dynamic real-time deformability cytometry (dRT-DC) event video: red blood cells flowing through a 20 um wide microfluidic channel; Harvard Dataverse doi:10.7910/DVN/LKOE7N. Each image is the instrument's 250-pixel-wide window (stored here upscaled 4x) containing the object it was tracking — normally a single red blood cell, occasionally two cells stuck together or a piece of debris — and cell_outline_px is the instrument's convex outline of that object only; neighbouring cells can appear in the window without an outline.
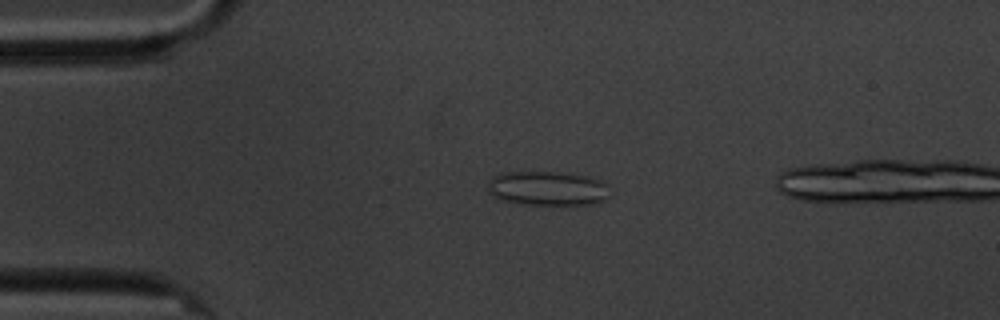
{"species": "common noctule bat (a hibernating species)", "species_latin": "Nyctalus noctula", "temperature_condition": "cold", "stored_images_in_passage": 42, "camera_frame_rate_fps": 3000, "um_per_image_px": 0.085, "animal": {"sex": "male", "body_mass_g": 20.1, "forearm_length_mm": 53.5}, "frame": {"image": 1, "passage_image": 2, "time_ms": 0.333, "image_size_px": [1000, 320], "cell_outline_px": [[608, 196], [604, 200], [596, 204], [528, 204], [500, 200], [492, 196], [488, 192], [488, 180], [492, 176], [500, 172], [560, 172], [588, 176], [604, 180]], "centroid_in_image_um": [46.5, 16.0], "position_along_channel_um": 38.5, "area_um2": 24.57}}
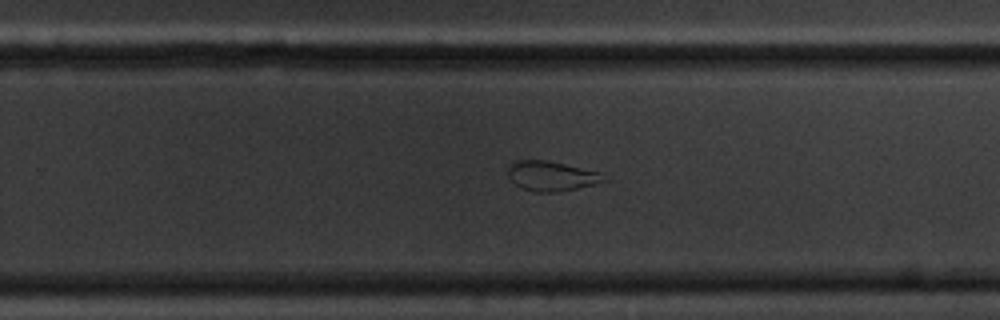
{"frame": {"image": 2, "passage_image": 26, "time_ms": 8.333, "image_size_px": [1000, 320], "cell_outline_px": [[608, 180], [596, 184], [556, 192], [536, 192], [520, 188], [508, 176], [508, 168], [512, 160], [548, 160], [600, 172]], "centroid_in_image_um": [46.85, 14.95], "position_along_channel_um": 282.9, "area_um2": 16.7}}
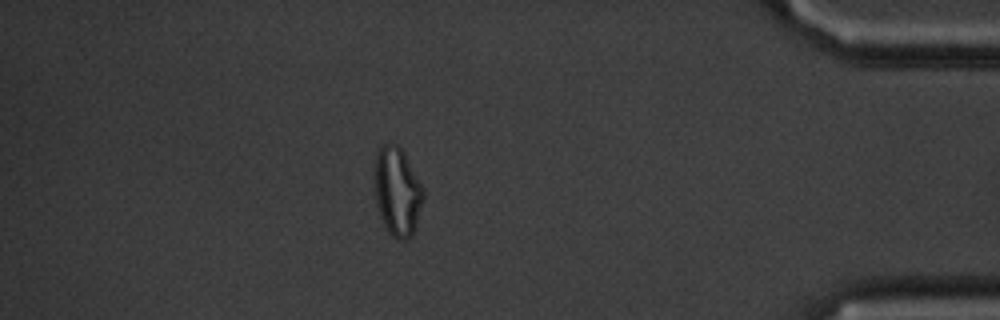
{"frame": {"image": 3, "passage_image": 40, "time_ms": 13.0, "image_size_px": [1000, 320], "cell_outline_px": [[424, 196], [416, 224], [412, 236], [404, 240], [400, 240], [392, 236], [388, 232], [380, 216], [376, 200], [372, 172], [376, 152], [380, 144], [396, 144], [404, 152], [424, 188]], "centroid_in_image_um": [33.74, 16.24], "position_along_channel_um": 401.5, "area_um2": 25.61}}